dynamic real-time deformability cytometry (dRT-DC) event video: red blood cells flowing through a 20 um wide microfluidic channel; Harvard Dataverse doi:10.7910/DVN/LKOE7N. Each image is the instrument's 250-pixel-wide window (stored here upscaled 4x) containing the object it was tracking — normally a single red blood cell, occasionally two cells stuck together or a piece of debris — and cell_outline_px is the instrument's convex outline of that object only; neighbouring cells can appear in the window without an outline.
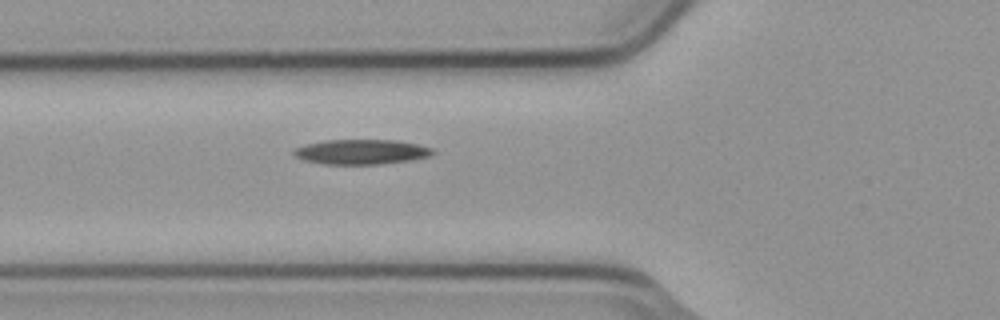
{"species": "common noctule bat (a hibernating species)", "species_latin": "Nyctalus noctula", "temperature_condition": "cold", "stored_images_in_passage": 2, "camera_frame_rate_fps": 3000, "um_per_image_px": 0.085, "animal": {"sex": "male", "body_mass_g": 23.1, "forearm_length_mm": 52.7}, "frame": {"image": 1, "passage_image": 2, "time_ms": 0.333, "image_size_px": [1000, 320], "cell_outline_px": [[436, 152], [428, 156], [412, 160], [380, 164], [324, 164], [304, 160], [296, 156], [292, 152], [292, 148], [324, 140], [396, 140], [416, 144], [432, 148]], "centroid_in_image_um": [30.7, 12.91], "position_along_channel_um": 95.1, "area_um2": 20.11}}